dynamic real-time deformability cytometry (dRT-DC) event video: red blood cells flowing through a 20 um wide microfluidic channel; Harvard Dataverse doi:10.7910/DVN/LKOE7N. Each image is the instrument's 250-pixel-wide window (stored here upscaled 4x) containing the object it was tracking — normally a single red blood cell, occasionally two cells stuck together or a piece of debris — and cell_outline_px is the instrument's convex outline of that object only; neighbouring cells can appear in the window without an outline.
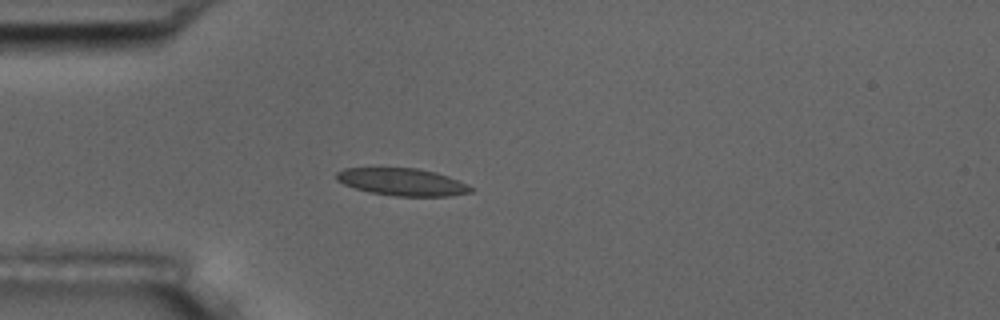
{"species": "common noctule bat (a hibernating species)", "species_latin": "Nyctalus noctula", "temperature_condition": "room temperature", "stored_images_in_passage": 4, "camera_frame_rate_fps": 3000, "um_per_image_px": 0.085, "animal": {"sex": "male", "body_mass_g": 17.5, "forearm_length_mm": 52.3}, "frame": {"image": 1, "passage_image": 4, "time_ms": 3.333, "image_size_px": [1000, 320], "cell_outline_px": [[476, 188], [472, 192], [448, 196], [396, 196], [368, 192], [344, 184], [336, 180], [336, 172], [344, 168], [416, 168], [436, 172], [448, 176], [468, 184]], "centroid_in_image_um": [34.22, 15.47], "position_along_channel_um": 50.8, "area_um2": 21.5}}